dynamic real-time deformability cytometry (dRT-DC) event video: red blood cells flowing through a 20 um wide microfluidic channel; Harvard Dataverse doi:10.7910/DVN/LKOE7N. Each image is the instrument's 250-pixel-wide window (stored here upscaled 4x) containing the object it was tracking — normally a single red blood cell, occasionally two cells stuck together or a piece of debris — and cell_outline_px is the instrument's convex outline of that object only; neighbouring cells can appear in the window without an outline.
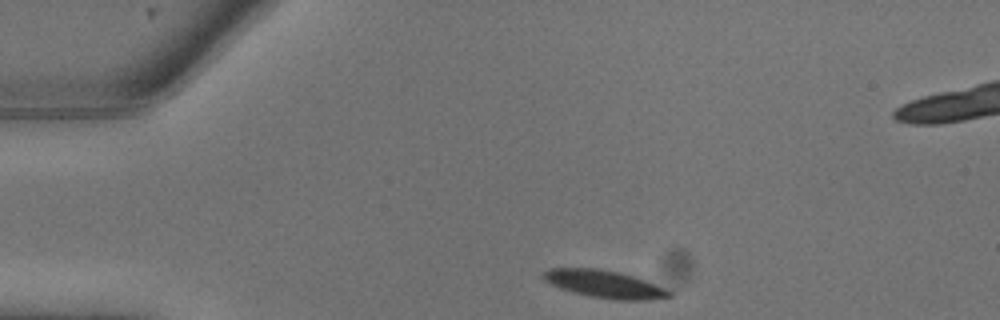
{"species": "common noctule bat (a hibernating species)", "species_latin": "Nyctalus noctula", "temperature_condition": "warm", "stored_images_in_passage": 5, "camera_frame_rate_fps": 3000, "um_per_image_px": 0.085, "animal": {"sex": "male", "body_mass_g": 13.3}, "frame": {"image": 1, "passage_image": 1, "time_ms": 0.0, "image_size_px": [1000, 320], "cell_outline_px": [[672, 296], [652, 300], [616, 300], [592, 296], [560, 288], [544, 280], [540, 276], [548, 268], [596, 268], [620, 272], [636, 276], [664, 288], [672, 292]], "centroid_in_image_um": [51.4, 24.14], "position_along_channel_um": 33.6, "area_um2": 20.17}}
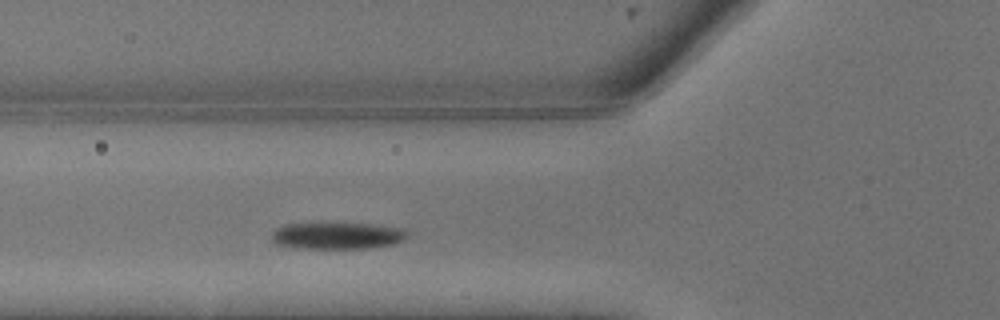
{"frame": {"image": 2, "passage_image": 5, "time_ms": 1.333, "image_size_px": [1000, 320], "cell_outline_px": [[404, 236], [400, 240], [392, 244], [368, 248], [300, 248], [276, 244], [272, 240], [272, 232], [276, 228], [284, 224], [368, 224], [400, 228], [404, 232]], "centroid_in_image_um": [28.56, 20.04], "position_along_channel_um": 97.2, "area_um2": 20.46}}